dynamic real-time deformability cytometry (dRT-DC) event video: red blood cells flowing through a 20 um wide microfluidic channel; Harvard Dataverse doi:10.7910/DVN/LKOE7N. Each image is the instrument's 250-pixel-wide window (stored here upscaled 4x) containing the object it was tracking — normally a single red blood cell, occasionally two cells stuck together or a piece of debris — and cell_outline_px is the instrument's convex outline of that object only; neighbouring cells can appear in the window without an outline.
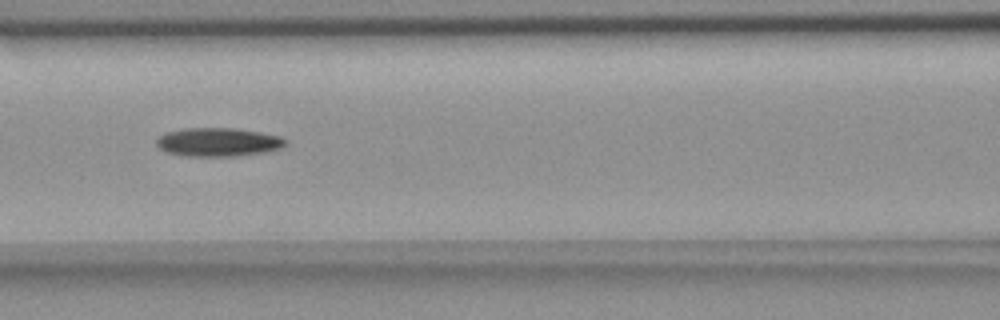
{"species": "common noctule bat (a hibernating species)", "species_latin": "Nyctalus noctula", "temperature_condition": "room temperature", "stored_images_in_passage": 41, "segment_of_instrument_passage": [1, 2], "camera_frame_rate_fps": 3000, "um_per_image_px": 0.085, "animal": {"sex": "female", "body_mass_g": 18.4}, "frame": {"image": 1, "passage_image": 9, "time_ms": 2.667, "image_size_px": [1000, 320], "cell_outline_px": [[288, 144], [280, 148], [264, 152], [236, 156], [188, 156], [168, 152], [160, 148], [156, 144], [156, 140], [160, 136], [168, 132], [184, 128], [236, 128], [260, 132], [280, 136], [288, 140]], "centroid_in_image_um": [18.59, 12.07], "position_along_channel_um": 148.0, "area_um2": 21.44}}
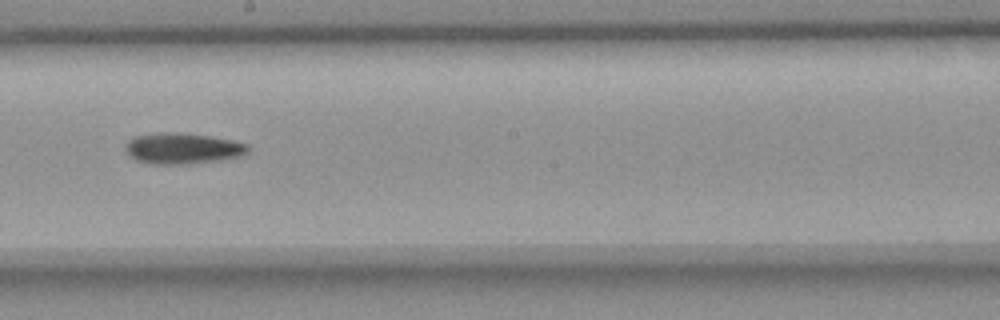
{"frame": {"image": 2, "passage_image": 16, "time_ms": 5.0, "image_size_px": [1000, 320], "cell_outline_px": [[248, 152], [244, 156], [220, 160], [188, 164], [148, 164], [136, 160], [128, 156], [124, 148], [128, 140], [136, 136], [160, 132], [172, 132], [208, 136], [232, 140], [248, 144]], "centroid_in_image_um": [15.5, 12.63], "position_along_channel_um": 232.7, "area_um2": 22.25}}
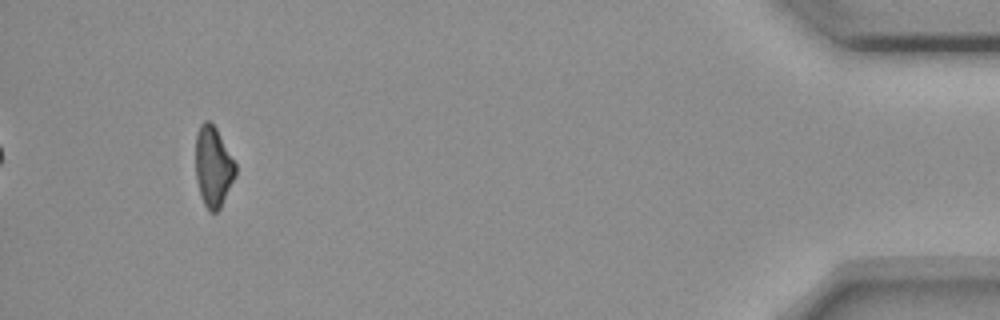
{"frame": {"image": 3, "passage_image": 37, "time_ms": 12.0, "image_size_px": [1000, 320], "cell_outline_px": [[236, 176], [220, 208], [216, 212], [208, 212], [200, 196], [196, 180], [196, 132], [200, 124], [204, 120], [208, 120], [216, 128], [236, 164]], "centroid_in_image_um": [18.11, 14.18], "position_along_channel_um": 417.1, "area_um2": 18.79}}